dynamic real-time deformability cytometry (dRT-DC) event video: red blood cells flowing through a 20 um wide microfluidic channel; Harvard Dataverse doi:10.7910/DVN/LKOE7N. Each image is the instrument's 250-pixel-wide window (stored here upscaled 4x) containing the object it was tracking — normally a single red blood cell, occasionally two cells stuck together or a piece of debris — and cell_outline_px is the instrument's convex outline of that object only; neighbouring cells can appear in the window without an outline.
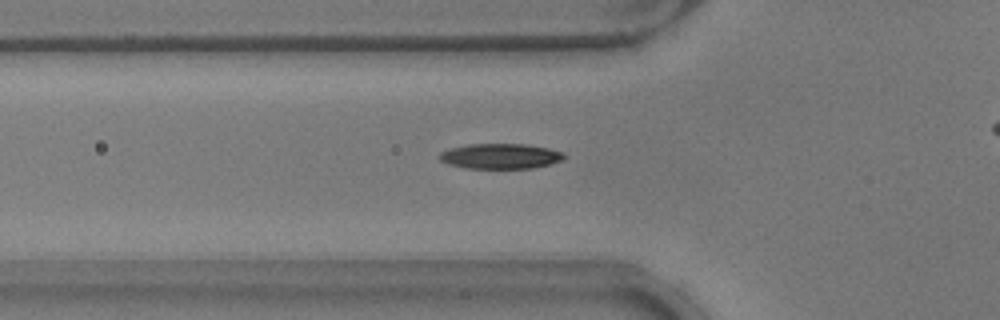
{"species": "common noctule bat (a hibernating species)", "species_latin": "Nyctalus noctula", "temperature_condition": "warm", "stored_images_in_passage": 36, "camera_frame_rate_fps": 3000, "um_per_image_px": 0.085, "animal": {"sex": "male", "body_mass_g": 17.9}, "frame": {"image": 1, "passage_image": 8, "time_ms": 2.333, "image_size_px": [1000, 320], "cell_outline_px": [[564, 160], [532, 168], [464, 168], [448, 164], [440, 160], [440, 152], [452, 148], [468, 144], [524, 144], [548, 148], [560, 152], [564, 156]], "centroid_in_image_um": [42.51, 13.28], "position_along_channel_um": 83.3, "area_um2": 18.09}}
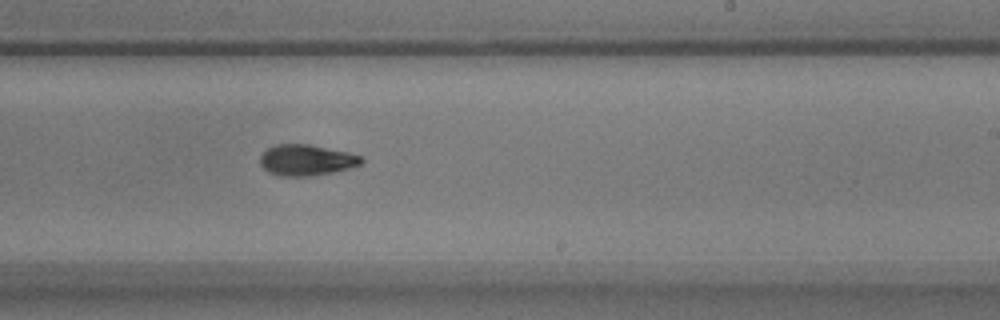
{"frame": {"image": 2, "passage_image": 22, "time_ms": 7.0, "image_size_px": [1000, 320], "cell_outline_px": [[364, 160], [360, 164], [348, 168], [332, 172], [308, 176], [280, 176], [268, 172], [260, 164], [260, 156], [268, 148], [276, 144], [308, 144], [348, 152], [360, 156]], "centroid_in_image_um": [26.01, 13.6], "position_along_channel_um": 263.0, "area_um2": 18.09}}
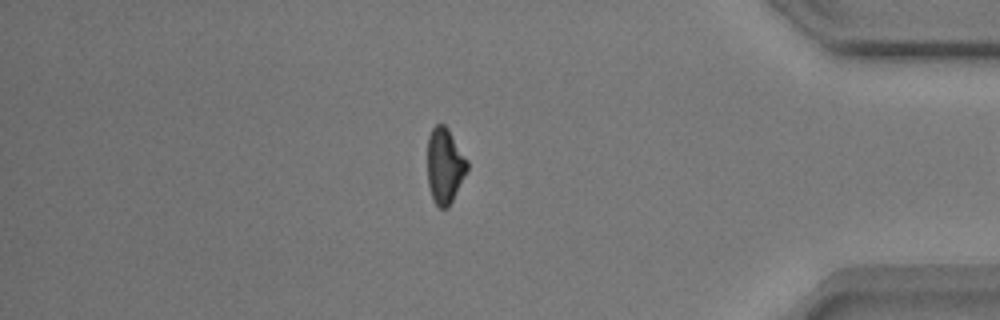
{"frame": {"image": 3, "passage_image": 35, "time_ms": 11.333, "image_size_px": [1000, 320], "cell_outline_px": [[468, 172], [448, 208], [440, 208], [432, 200], [428, 184], [428, 136], [432, 128], [436, 124], [444, 124], [448, 128], [468, 160]], "centroid_in_image_um": [37.82, 14.1], "position_along_channel_um": 397.4, "area_um2": 17.74}}